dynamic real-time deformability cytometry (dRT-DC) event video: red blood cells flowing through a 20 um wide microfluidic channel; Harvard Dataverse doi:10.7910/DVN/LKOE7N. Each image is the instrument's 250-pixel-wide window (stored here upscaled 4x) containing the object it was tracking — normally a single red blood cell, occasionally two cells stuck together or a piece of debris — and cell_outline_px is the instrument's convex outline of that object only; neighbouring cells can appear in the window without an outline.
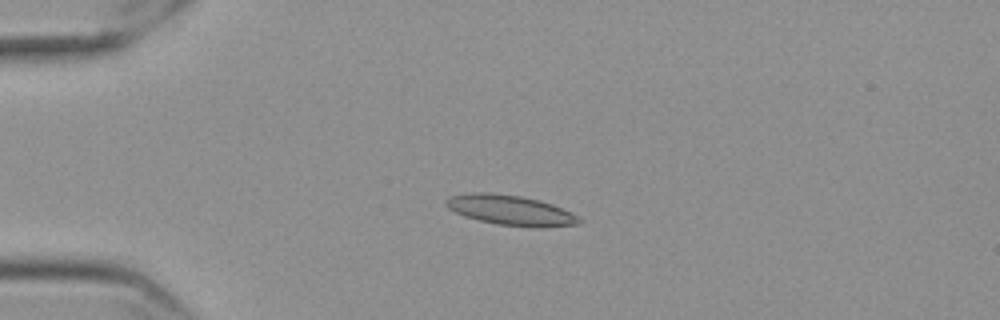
{"species": "Egyptian fruit bat (a non-hibernating species)", "species_latin": "Rousettus aegyptiacus", "temperature_condition": "cold", "stored_images_in_passage": 45, "camera_frame_rate_fps": 3000, "um_per_image_px": 0.085, "frame": {"image": 1, "passage_image": 2, "time_ms": 0.333, "image_size_px": [1000, 320], "cell_outline_px": [[584, 220], [580, 224], [540, 228], [532, 228], [496, 224], [464, 216], [448, 208], [444, 204], [444, 200], [448, 196], [472, 192], [492, 192], [520, 196], [540, 200], [552, 204], [572, 212]], "centroid_in_image_um": [43.42, 17.87], "position_along_channel_um": 41.6, "area_um2": 23.76}}
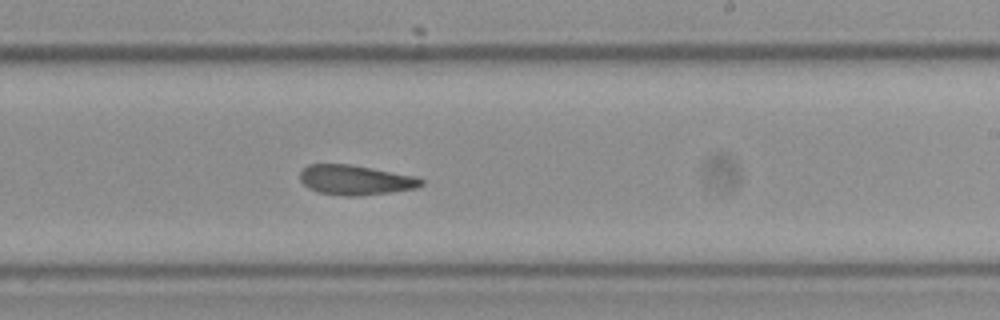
{"frame": {"image": 2, "passage_image": 23, "time_ms": 7.333, "image_size_px": [1000, 320], "cell_outline_px": [[424, 184], [416, 188], [360, 196], [344, 196], [316, 192], [308, 188], [300, 180], [300, 172], [308, 164], [352, 164], [416, 176], [424, 180]], "centroid_in_image_um": [30.2, 15.29], "position_along_channel_um": 258.8, "area_um2": 21.21}}
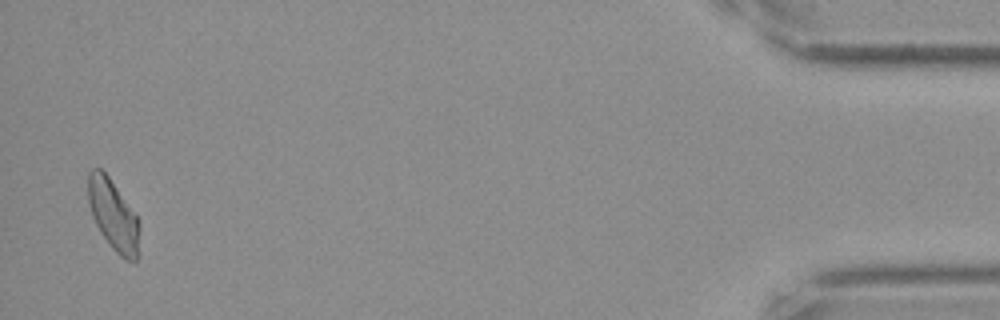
{"frame": {"image": 3, "passage_image": 44, "time_ms": 14.333, "image_size_px": [1000, 320], "cell_outline_px": [[140, 228], [136, 260], [124, 260], [108, 244], [100, 232], [92, 216], [88, 200], [88, 172], [92, 168], [100, 168], [108, 176], [136, 216]], "centroid_in_image_um": [9.6, 18.29], "position_along_channel_um": 425.6, "area_um2": 20.81}, "authors_computed_cell_mechanics": {"area_um2": 21.1548, "velocity_mm_per_s": 3.5406, "shape_relaxation_time_tau1_ms": null, "shape_relaxation_time_tau2_ms": 7.4336, "deformation_change_tau1": null, "deformation_change_tau2": 0.1647}}